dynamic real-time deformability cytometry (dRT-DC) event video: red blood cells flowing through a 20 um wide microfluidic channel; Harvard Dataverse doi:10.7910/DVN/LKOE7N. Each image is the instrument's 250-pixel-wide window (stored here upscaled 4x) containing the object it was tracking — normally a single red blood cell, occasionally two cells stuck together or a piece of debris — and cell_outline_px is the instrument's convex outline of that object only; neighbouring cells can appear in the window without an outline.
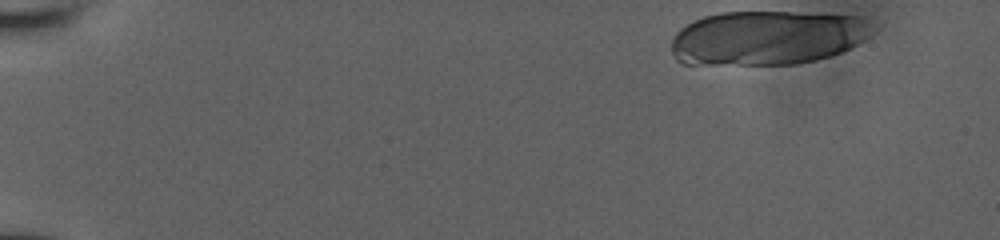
{"species": "human", "species_latin": "Homo sapiens", "temperature_condition": "room temperature", "stored_images_in_passage": 8, "camera_frame_rate_fps": 3000, "um_per_image_px": 0.085, "donor": {"sex": "male"}, "frame": {"image": 1, "passage_image": 1, "time_ms": 0.0, "image_size_px": [1000, 240], "cell_outline_px": [[872, 28], [868, 36], [864, 40], [840, 52], [816, 60], [796, 64], [680, 64], [676, 60], [672, 52], [672, 36], [680, 28], [692, 20], [704, 16], [720, 12], [792, 12], [860, 16], [872, 24]], "centroid_in_image_um": [65.15, 3.2], "position_along_channel_um": 19.9, "area_um2": 63.75}}